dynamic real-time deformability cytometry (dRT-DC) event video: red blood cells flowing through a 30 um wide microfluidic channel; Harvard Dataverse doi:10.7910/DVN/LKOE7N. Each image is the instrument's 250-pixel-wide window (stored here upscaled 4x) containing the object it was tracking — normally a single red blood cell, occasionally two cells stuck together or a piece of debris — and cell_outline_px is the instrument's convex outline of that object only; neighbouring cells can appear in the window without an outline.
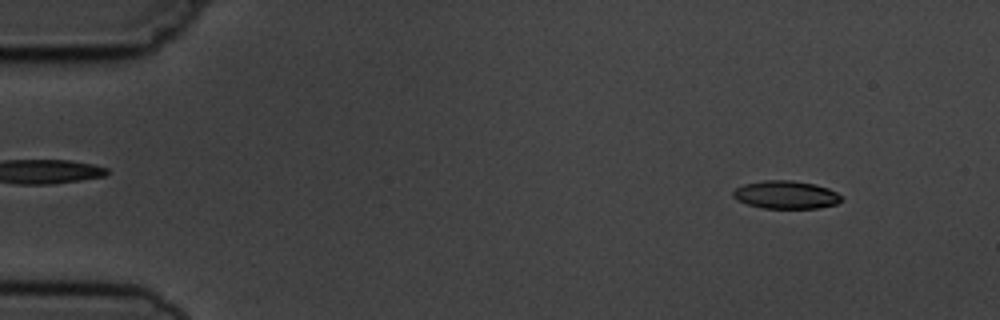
{"species": "common noctule bat (a hibernating species)", "species_latin": "Nyctalus noctula", "temperature_condition": "cold", "stored_images_in_passage": 3, "camera_frame_rate_fps": 3000, "um_per_image_px": 0.085, "animal": {"sex": "male", "body_mass_g": 19.5, "forearm_length_mm": 54.6}, "frame": {"image": 1, "passage_image": 1, "time_ms": 0.0, "image_size_px": [1000, 320], "cell_outline_px": [[840, 200], [836, 204], [820, 208], [764, 208], [748, 204], [736, 200], [732, 196], [732, 192], [736, 188], [744, 184], [764, 180], [792, 180], [816, 184], [828, 188], [836, 192], [840, 196]], "centroid_in_image_um": [66.78, 16.55], "position_along_channel_um": 18.2, "area_um2": 17.63}}